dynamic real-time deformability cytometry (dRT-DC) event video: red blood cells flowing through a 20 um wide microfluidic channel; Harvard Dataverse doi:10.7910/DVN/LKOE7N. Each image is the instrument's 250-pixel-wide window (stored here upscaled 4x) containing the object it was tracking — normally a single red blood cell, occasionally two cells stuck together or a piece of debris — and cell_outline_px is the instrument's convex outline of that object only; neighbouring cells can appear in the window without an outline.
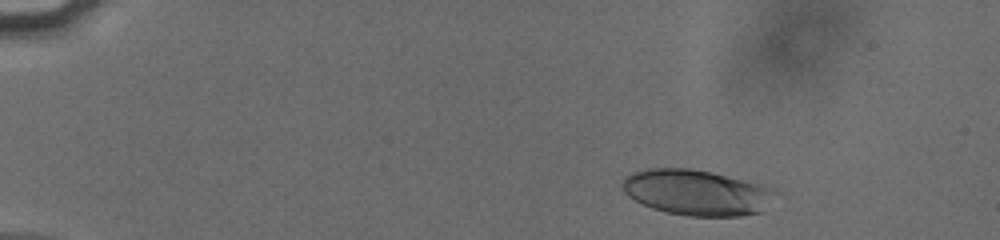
{"species": "human", "species_latin": "Homo sapiens", "temperature_condition": "cold", "stored_images_in_passage": 44, "camera_frame_rate_fps": 3000, "um_per_image_px": 0.085, "donor": {"sex": "male"}, "frame": {"image": 1, "passage_image": 5, "time_ms": 1.333, "image_size_px": [1000, 240], "cell_outline_px": [[768, 188], [760, 212], [740, 216], [688, 216], [668, 212], [652, 208], [628, 196], [624, 192], [620, 184], [624, 176], [632, 172], [648, 168], [688, 168], [708, 172], [756, 184]], "centroid_in_image_um": [58.96, 16.35], "position_along_channel_um": 26.0, "area_um2": 39.02}}
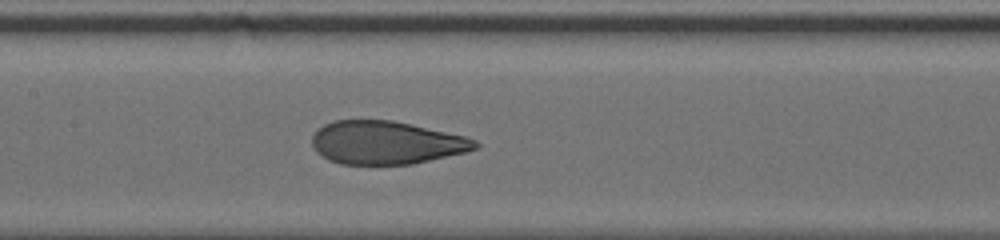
{"frame": {"image": 2, "passage_image": 25, "time_ms": 8.0, "image_size_px": [1000, 240], "cell_outline_px": [[480, 144], [476, 148], [464, 152], [412, 164], [340, 164], [328, 160], [316, 152], [312, 144], [312, 136], [324, 124], [332, 120], [392, 120], [412, 124], [464, 136], [476, 140]], "centroid_in_image_um": [32.79, 12.12], "position_along_channel_um": 174.6, "area_um2": 40.86}}
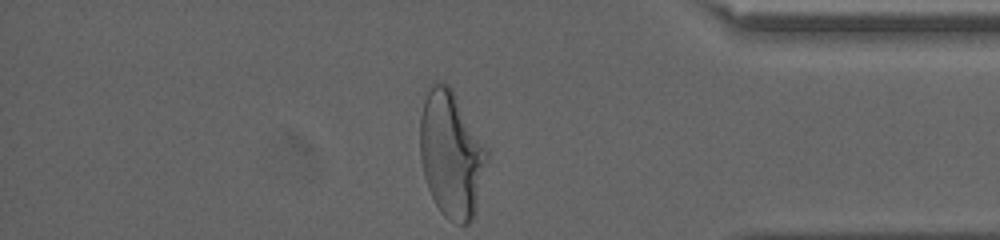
{"frame": {"image": 3, "passage_image": 44, "time_ms": 14.333, "image_size_px": [1000, 240], "cell_outline_px": [[488, 160], [476, 208], [472, 220], [468, 224], [456, 224], [448, 220], [440, 212], [428, 188], [424, 176], [420, 156], [420, 116], [428, 84], [432, 80], [440, 80], [448, 84], [452, 88], [488, 148]], "centroid_in_image_um": [38.36, 13.07], "position_along_channel_um": 396.8, "area_um2": 50.0}, "authors_computed_cell_mechanics": {"area_um2": 41.616, "velocity_mm_per_s": 3.8229, "shape_relaxation_time_tau1_ms": 3.9782, "shape_relaxation_time_tau2_ms": 0.7228, "deformation_change_tau1": 0.1831, "deformation_change_tau2": 0.0721}}